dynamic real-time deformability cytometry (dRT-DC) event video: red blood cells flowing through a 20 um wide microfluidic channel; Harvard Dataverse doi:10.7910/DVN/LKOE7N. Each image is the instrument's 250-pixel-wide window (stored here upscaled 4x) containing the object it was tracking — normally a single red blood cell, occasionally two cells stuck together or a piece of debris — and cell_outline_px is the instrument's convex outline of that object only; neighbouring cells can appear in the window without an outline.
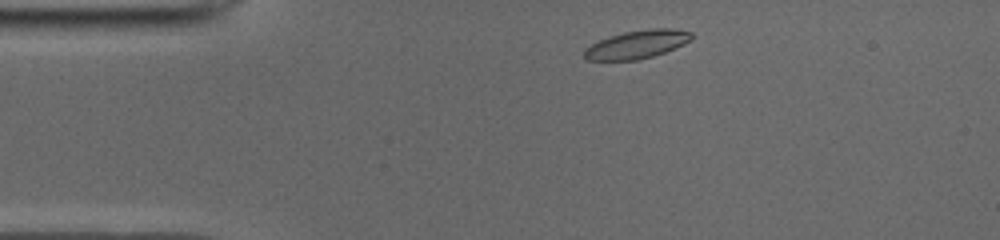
{"species": "common noctule bat (a hibernating species)", "species_latin": "Nyctalus noctula", "temperature_condition": "cold", "stored_images_in_passage": 43, "camera_frame_rate_fps": 3000, "um_per_image_px": 0.085, "animal": {"sex": "male", "body_mass_g": 19.0, "forearm_length_mm": 50.8}, "frame": {"image": 1, "passage_image": 2, "time_ms": 0.333, "image_size_px": [1000, 240], "cell_outline_px": [[692, 40], [684, 44], [664, 52], [652, 56], [636, 60], [588, 60], [584, 56], [584, 48], [608, 36], [624, 32], [648, 28], [672, 28], [692, 32]], "centroid_in_image_um": [54.15, 3.76], "position_along_channel_um": 30.8, "area_um2": 17.63}}
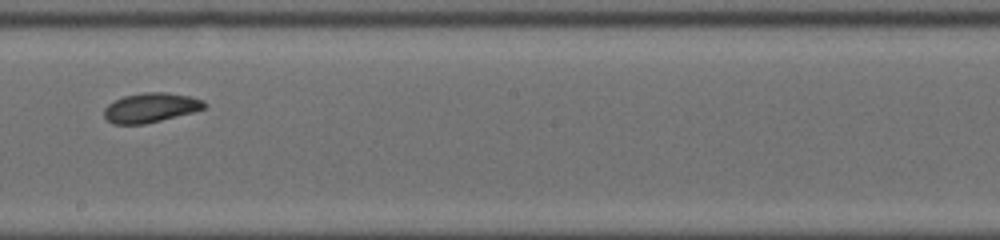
{"frame": {"image": 2, "passage_image": 21, "time_ms": 6.667, "image_size_px": [1000, 240], "cell_outline_px": [[208, 104], [204, 108], [192, 112], [144, 124], [112, 124], [104, 116], [104, 108], [108, 104], [124, 96], [144, 92], [168, 92], [188, 96], [204, 100]], "centroid_in_image_um": [12.8, 9.14], "position_along_channel_um": 235.4, "area_um2": 17.11}}
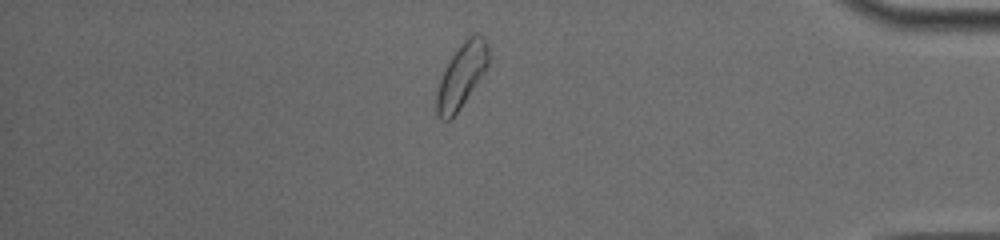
{"frame": {"image": 3, "passage_image": 36, "time_ms": 11.667, "image_size_px": [1000, 240], "cell_outline_px": [[488, 64], [484, 72], [452, 120], [440, 120], [436, 112], [436, 92], [440, 80], [452, 56], [460, 44], [468, 36], [476, 32], [480, 32], [484, 36], [488, 44]], "centroid_in_image_um": [39.23, 6.41], "position_along_channel_um": 396.0, "area_um2": 19.31}, "authors_computed_cell_mechanics": {"area_um2": 17.8024, "velocity_mm_per_s": 3.9099, "shape_relaxation_time_tau1_ms": 2.1817, "shape_relaxation_time_tau2_ms": 4.2753, "deformation_change_tau1": 0.0667, "deformation_change_tau2": 0.1035}}